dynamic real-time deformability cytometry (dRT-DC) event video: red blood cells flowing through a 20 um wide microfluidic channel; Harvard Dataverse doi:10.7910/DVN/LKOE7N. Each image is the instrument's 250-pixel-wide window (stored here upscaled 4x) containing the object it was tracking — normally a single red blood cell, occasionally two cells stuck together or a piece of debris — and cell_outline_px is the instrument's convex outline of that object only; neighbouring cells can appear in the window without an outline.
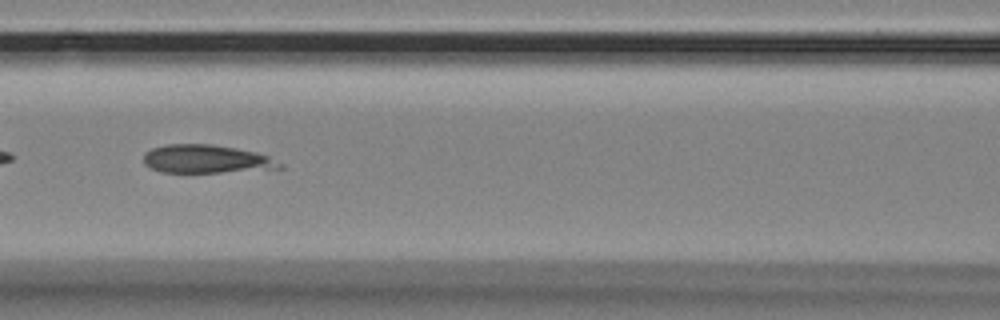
{"species": "Egyptian fruit bat (a non-hibernating species)", "species_latin": "Rousettus aegyptiacus", "temperature_condition": "room temperature", "stored_images_in_passage": 40, "camera_frame_rate_fps": 3000, "um_per_image_px": 0.085, "animal": {"sex": "female"}, "frame": {"image": 1, "passage_image": 8, "time_ms": 2.333, "image_size_px": [1000, 320], "cell_outline_px": [[284, 168], [220, 172], [164, 172], [152, 168], [144, 164], [144, 152], [152, 148], [164, 144], [212, 144], [236, 148], [256, 152], [268, 156], [284, 164]], "centroid_in_image_um": [17.54, 13.51], "position_along_channel_um": 149.1, "area_um2": 22.43}}
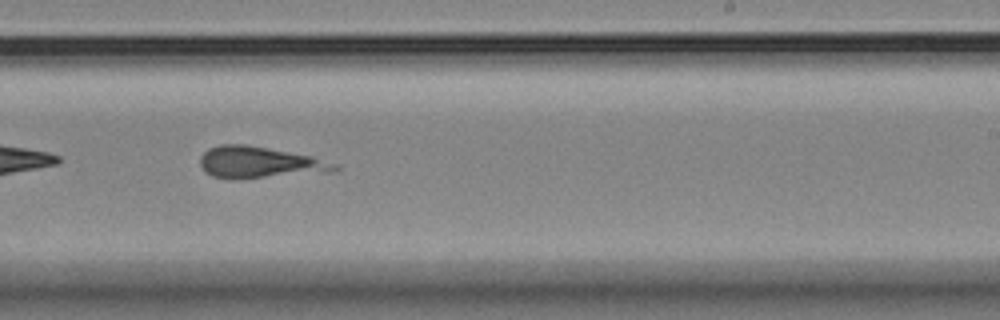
{"frame": {"image": 2, "passage_image": 18, "time_ms": 5.667, "image_size_px": [1000, 320], "cell_outline_px": [[340, 168], [336, 172], [236, 180], [228, 180], [212, 176], [200, 164], [200, 156], [208, 148], [220, 144], [244, 144], [312, 156], [336, 164]], "centroid_in_image_um": [22.08, 13.84], "position_along_channel_um": 266.9, "area_um2": 25.14}}
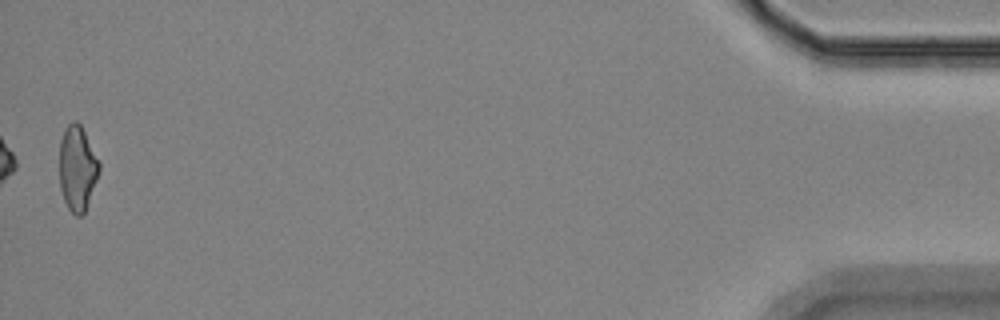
{"frame": {"image": 3, "passage_image": 39, "time_ms": 12.667, "image_size_px": [1000, 320], "cell_outline_px": [[100, 168], [96, 180], [84, 212], [80, 216], [76, 216], [68, 208], [64, 200], [60, 188], [60, 140], [64, 128], [72, 120], [76, 120], [80, 124], [100, 160]], "centroid_in_image_um": [6.57, 14.25], "position_along_channel_um": 428.6, "area_um2": 19.65}}